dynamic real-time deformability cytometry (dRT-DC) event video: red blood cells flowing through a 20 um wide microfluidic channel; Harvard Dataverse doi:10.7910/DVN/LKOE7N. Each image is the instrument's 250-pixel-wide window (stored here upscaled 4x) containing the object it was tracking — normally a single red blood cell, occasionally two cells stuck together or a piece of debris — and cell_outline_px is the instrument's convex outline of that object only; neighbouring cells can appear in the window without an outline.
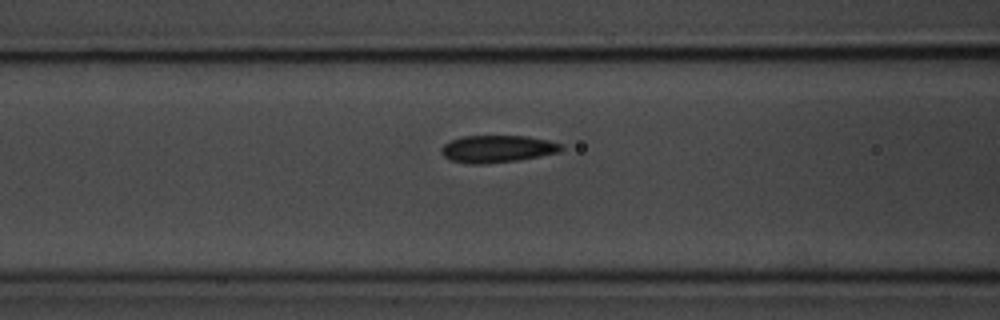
{"species": "common noctule bat (a hibernating species)", "species_latin": "Nyctalus noctula", "temperature_condition": "room temperature", "stored_images_in_passage": 41, "camera_frame_rate_fps": 3000, "um_per_image_px": 0.085, "animal": {"sex": "male", "body_mass_g": 20.1, "forearm_length_mm": 53.5}, "frame": {"image": 1, "passage_image": 8, "time_ms": 2.333, "image_size_px": [1000, 320], "cell_outline_px": [[564, 148], [560, 152], [516, 160], [484, 164], [468, 164], [452, 160], [444, 156], [440, 152], [440, 148], [448, 140], [464, 136], [528, 136], [548, 140], [560, 144]], "centroid_in_image_um": [42.23, 12.65], "position_along_channel_um": 124.4, "area_um2": 19.02}}
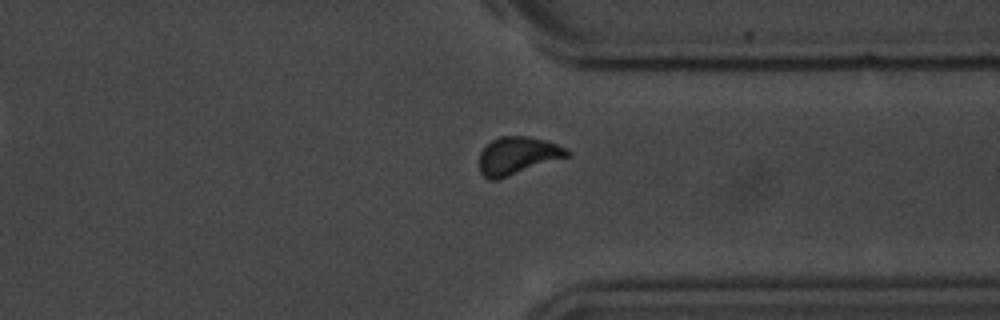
{"frame": {"image": 2, "passage_image": 28, "time_ms": 9.0, "image_size_px": [1000, 320], "cell_outline_px": [[572, 156], [496, 180], [488, 180], [480, 172], [480, 152], [492, 140], [500, 136], [528, 136], [544, 140], [568, 148], [572, 152]], "centroid_in_image_um": [44.04, 13.23], "position_along_channel_um": 367.4, "area_um2": 19.42}}
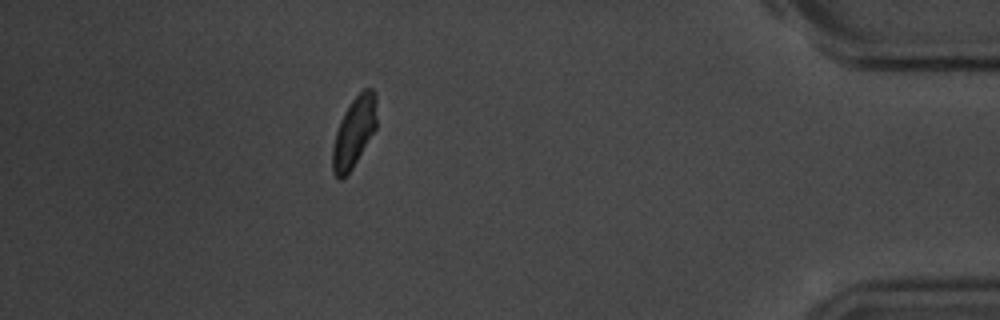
{"frame": {"image": 3, "passage_image": 35, "time_ms": 11.333, "image_size_px": [1000, 320], "cell_outline_px": [[376, 128], [352, 168], [340, 180], [332, 172], [332, 148], [336, 132], [344, 112], [352, 100], [364, 88], [372, 88], [376, 92]], "centroid_in_image_um": [30.1, 11.21], "position_along_channel_um": 405.1, "area_um2": 17.86}}